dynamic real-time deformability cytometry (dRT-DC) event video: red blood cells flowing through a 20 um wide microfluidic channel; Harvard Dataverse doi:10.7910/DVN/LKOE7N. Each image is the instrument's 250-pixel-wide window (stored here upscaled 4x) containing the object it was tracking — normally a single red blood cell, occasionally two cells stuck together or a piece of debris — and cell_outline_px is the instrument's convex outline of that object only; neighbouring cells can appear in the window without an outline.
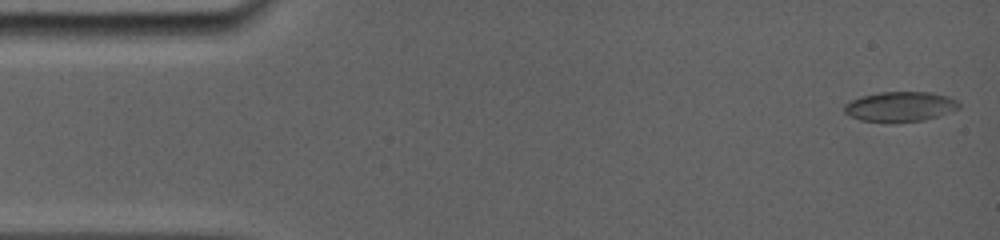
{"species": "common noctule bat (a hibernating species)", "species_latin": "Nyctalus noctula", "temperature_condition": "room temperature", "stored_images_in_passage": 70, "camera_frame_rate_fps": 5000, "um_per_image_px": 0.085, "animal": {"sex": "female", "body_mass_g": 19.0, "forearm_length_mm": 56.7}, "frame": {"image": 1, "passage_image": 2, "time_ms": 0.2, "image_size_px": [1000, 240], "cell_outline_px": [[960, 108], [924, 120], [892, 124], [860, 120], [844, 112], [844, 104], [860, 96], [880, 92], [928, 92], [948, 96], [956, 100], [960, 104]], "centroid_in_image_um": [76.48, 9.08], "position_along_channel_um": 8.5, "area_um2": 20.23}}
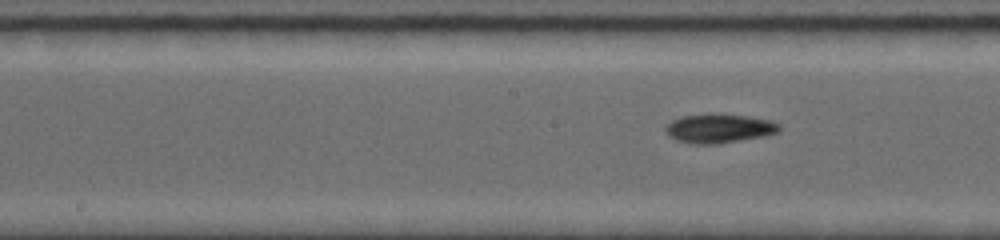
{"frame": {"image": 2, "passage_image": 29, "time_ms": 7.8, "image_size_px": [1000, 240], "cell_outline_px": [[780, 132], [764, 136], [716, 144], [692, 144], [676, 140], [668, 136], [664, 132], [664, 128], [672, 120], [680, 116], [708, 112], [748, 116], [768, 120], [780, 124]], "centroid_in_image_um": [61.07, 10.9], "position_along_channel_um": 187.1, "area_um2": 19.65}}
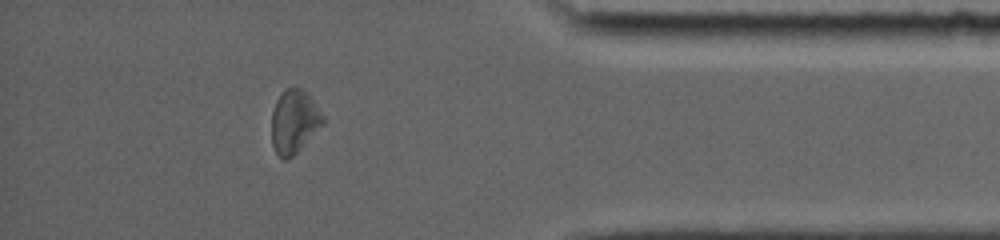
{"frame": {"image": 3, "passage_image": 58, "time_ms": 14.0, "image_size_px": [1000, 240], "cell_outline_px": [[324, 124], [288, 160], [284, 160], [276, 152], [272, 144], [272, 112], [276, 100], [288, 88], [300, 88], [308, 92], [324, 116]], "centroid_in_image_um": [25.02, 10.33], "position_along_channel_um": 410.2, "area_um2": 18.79}, "authors_computed_cell_mechanics": {"area_um2": 18.9006, "velocity_mm_per_s": 3.8848, "shape_relaxation_time_tau1_ms": 3.6082, "shape_relaxation_time_tau2_ms": 9.4733, "deformation_change_tau1": 0.1213, "deformation_change_tau2": 0.1947}}